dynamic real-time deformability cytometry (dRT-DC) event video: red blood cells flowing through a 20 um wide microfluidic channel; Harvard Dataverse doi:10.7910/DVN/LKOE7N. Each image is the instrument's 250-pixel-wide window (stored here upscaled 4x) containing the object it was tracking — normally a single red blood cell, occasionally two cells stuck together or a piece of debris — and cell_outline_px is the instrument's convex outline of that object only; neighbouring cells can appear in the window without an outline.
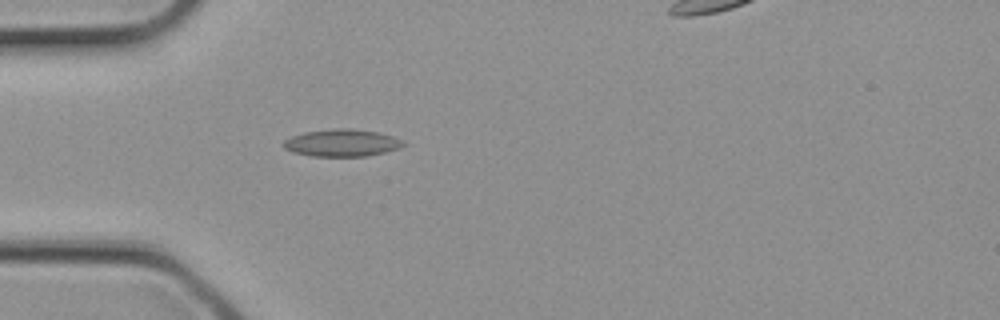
{"species": "common noctule bat (a hibernating species)", "species_latin": "Nyctalus noctula", "temperature_condition": "cold", "stored_images_in_passage": 5, "camera_frame_rate_fps": 3000, "um_per_image_px": 0.085, "animal": {"sex": "female", "body_mass_g": 21.9}, "frame": {"image": 1, "passage_image": 1, "time_ms": 0.0, "image_size_px": [1000, 320], "cell_outline_px": [[404, 144], [400, 148], [368, 156], [312, 156], [292, 152], [284, 148], [280, 144], [284, 140], [292, 136], [304, 132], [332, 128], [352, 128], [380, 132], [404, 140]], "centroid_in_image_um": [29.05, 12.13], "position_along_channel_um": 56.0, "area_um2": 19.25}}
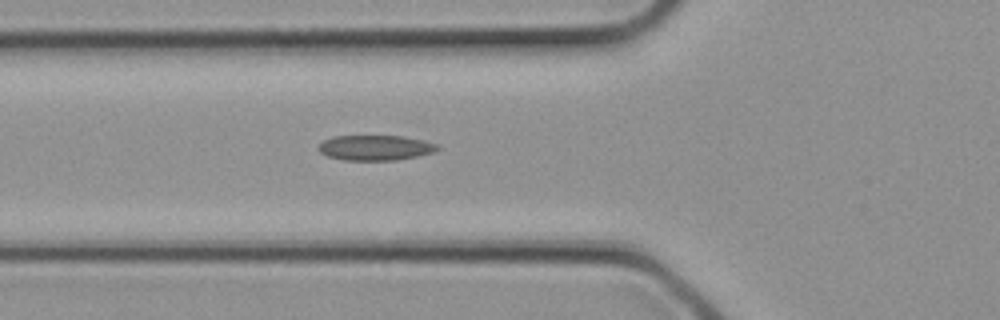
{"frame": {"image": 2, "passage_image": 3, "time_ms": 0.667, "image_size_px": [1000, 320], "cell_outline_px": [[440, 148], [436, 152], [396, 160], [344, 160], [328, 156], [320, 152], [316, 148], [324, 140], [332, 136], [404, 136], [424, 140], [440, 144]], "centroid_in_image_um": [31.94, 12.55], "position_along_channel_um": 93.9, "area_um2": 17.63}}
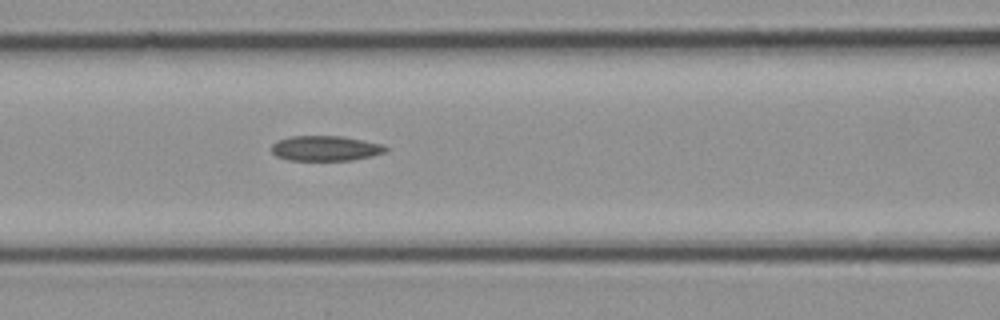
{"frame": {"image": 3, "passage_image": 5, "time_ms": 1.333, "image_size_px": [1000, 320], "cell_outline_px": [[388, 152], [372, 156], [352, 160], [288, 160], [276, 156], [272, 152], [272, 144], [276, 140], [288, 136], [344, 136], [384, 144], [388, 148]], "centroid_in_image_um": [27.69, 12.6], "position_along_channel_um": 138.9, "area_um2": 16.99}}